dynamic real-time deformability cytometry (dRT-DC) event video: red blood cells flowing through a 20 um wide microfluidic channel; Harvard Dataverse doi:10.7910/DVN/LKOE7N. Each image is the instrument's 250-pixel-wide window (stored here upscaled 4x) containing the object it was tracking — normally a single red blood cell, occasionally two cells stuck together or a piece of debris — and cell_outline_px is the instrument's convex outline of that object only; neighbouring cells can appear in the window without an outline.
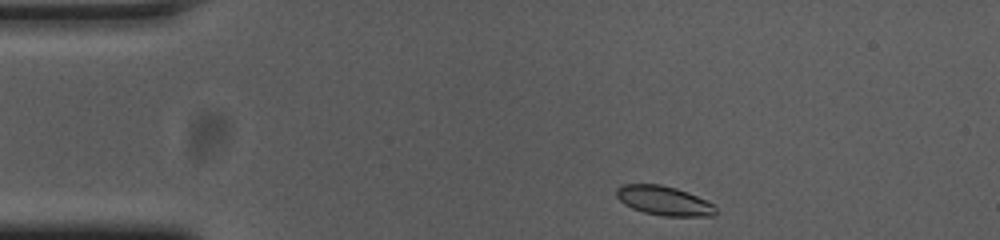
{"species": "common noctule bat (a hibernating species)", "species_latin": "Nyctalus noctula", "temperature_condition": "cold", "stored_images_in_passage": 46, "camera_frame_rate_fps": 3000, "um_per_image_px": 0.085, "animal": {"sex": "female", "body_mass_g": 23.0, "forearm_length_mm": 53.4}, "frame": {"image": 1, "passage_image": 1, "time_ms": 0.0, "image_size_px": [1000, 240], "cell_outline_px": [[716, 212], [712, 216], [664, 216], [644, 212], [632, 208], [624, 204], [616, 196], [616, 188], [624, 184], [660, 184], [676, 188], [688, 192], [712, 204], [716, 208]], "centroid_in_image_um": [56.41, 17.05], "position_along_channel_um": 28.6, "area_um2": 16.82}}
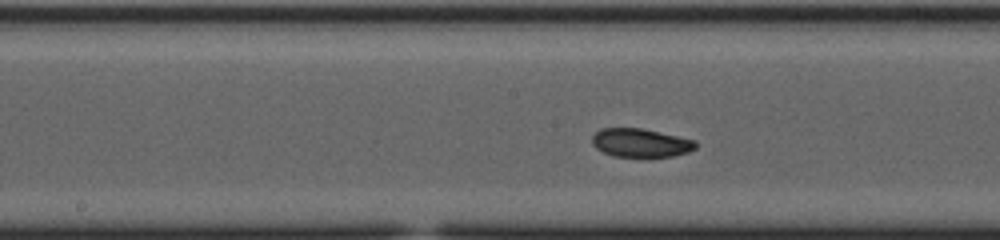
{"frame": {"image": 2, "passage_image": 19, "time_ms": 6.0, "image_size_px": [1000, 240], "cell_outline_px": [[696, 148], [688, 152], [672, 156], [612, 156], [596, 148], [592, 144], [592, 136], [600, 128], [640, 128], [696, 140]], "centroid_in_image_um": [54.44, 12.13], "position_along_channel_um": 193.8, "area_um2": 17.05}}
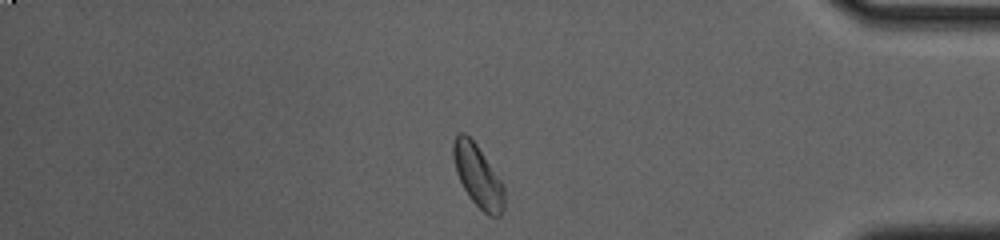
{"frame": {"image": 3, "passage_image": 38, "time_ms": 12.333, "image_size_px": [1000, 240], "cell_outline_px": [[504, 208], [500, 216], [488, 216], [468, 196], [456, 172], [452, 156], [452, 144], [456, 136], [460, 132], [464, 132], [476, 144], [500, 180], [504, 188]], "centroid_in_image_um": [40.6, 14.96], "position_along_channel_um": 394.6, "area_um2": 18.21}, "authors_computed_cell_mechanics": {"area_um2": 17.6868, "velocity_mm_per_s": 3.6872, "shape_relaxation_time_tau1_ms": null, "shape_relaxation_time_tau2_ms": 6.1138, "deformation_change_tau1": null, "deformation_change_tau2": 0.0909}}